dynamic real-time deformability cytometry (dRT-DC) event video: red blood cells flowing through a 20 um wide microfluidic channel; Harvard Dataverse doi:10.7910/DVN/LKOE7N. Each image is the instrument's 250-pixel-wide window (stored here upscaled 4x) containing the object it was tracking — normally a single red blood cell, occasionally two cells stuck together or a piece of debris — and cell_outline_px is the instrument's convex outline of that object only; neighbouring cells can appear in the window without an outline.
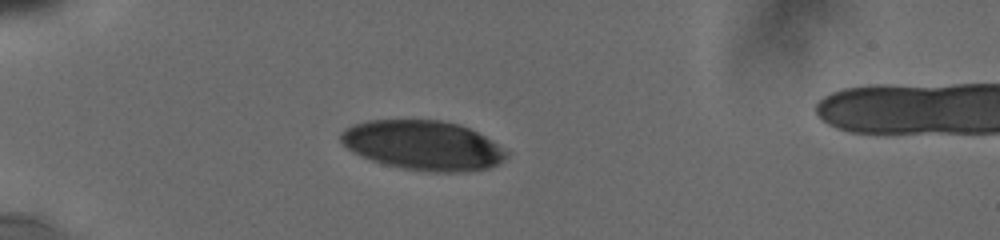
{"species": "human", "species_latin": "Homo sapiens", "temperature_condition": "cold", "stored_images_in_passage": 32, "camera_frame_rate_fps": 3000, "um_per_image_px": 0.085, "donor": {"sex": "male"}, "frame": {"image": 1, "passage_image": 1, "time_ms": 0.0, "image_size_px": [1000, 240], "cell_outline_px": [[508, 156], [504, 160], [488, 168], [464, 172], [428, 172], [404, 168], [384, 164], [372, 160], [352, 152], [340, 140], [340, 132], [344, 128], [352, 124], [368, 120], [440, 120], [456, 124], [468, 128], [484, 136], [508, 152]], "centroid_in_image_um": [35.92, 12.35], "position_along_channel_um": 49.1, "area_um2": 47.63}}
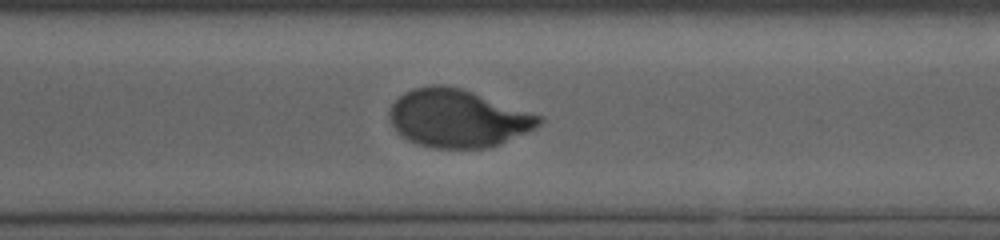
{"frame": {"image": 2, "passage_image": 19, "time_ms": 8.333, "image_size_px": [1000, 240], "cell_outline_px": [[544, 120], [540, 124], [500, 144], [488, 148], [428, 148], [408, 140], [400, 136], [396, 132], [388, 120], [388, 112], [392, 104], [404, 92], [412, 88], [428, 84], [444, 84], [464, 88], [540, 116]], "centroid_in_image_um": [38.82, 10.04], "position_along_channel_um": 331.8, "area_um2": 50.69}}
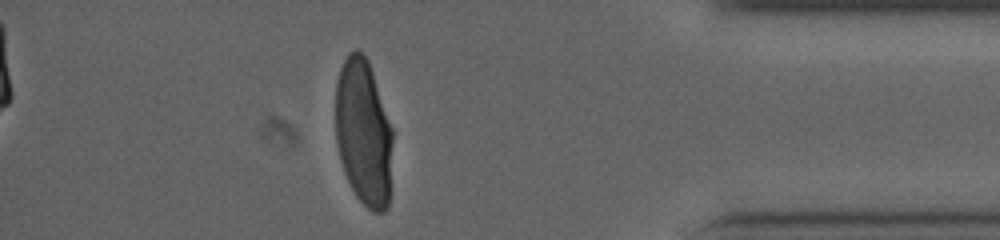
{"frame": {"image": 3, "passage_image": 26, "time_ms": 11.0, "image_size_px": [1000, 240], "cell_outline_px": [[392, 140], [388, 208], [384, 212], [372, 212], [356, 196], [344, 172], [340, 160], [336, 140], [336, 80], [340, 68], [348, 52], [356, 48], [364, 52], [368, 60], [392, 128]], "centroid_in_image_um": [30.89, 11.23], "position_along_channel_um": 404.3, "area_um2": 48.84}}